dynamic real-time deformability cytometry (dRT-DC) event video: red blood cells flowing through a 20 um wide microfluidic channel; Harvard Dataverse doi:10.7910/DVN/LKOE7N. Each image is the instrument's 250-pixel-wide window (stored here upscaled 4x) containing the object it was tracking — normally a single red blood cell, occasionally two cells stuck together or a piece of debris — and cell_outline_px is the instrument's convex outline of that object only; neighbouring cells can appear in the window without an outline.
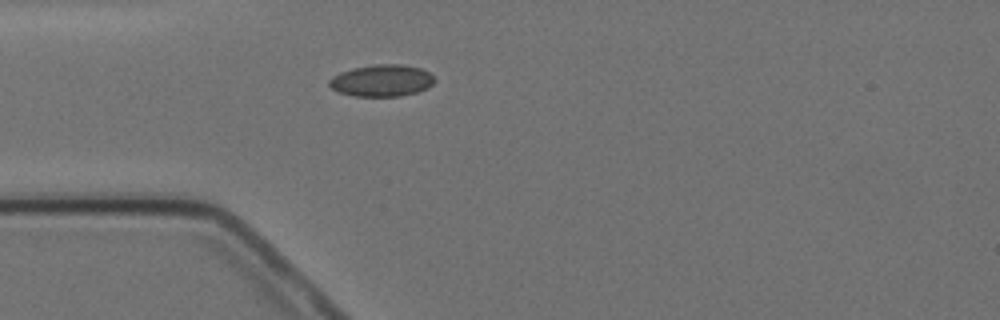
{"species": "Egyptian fruit bat (a non-hibernating species)", "species_latin": "Rousettus aegyptiacus", "temperature_condition": "cold", "stored_images_in_passage": 4, "camera_frame_rate_fps": 3000, "um_per_image_px": 0.085, "animal": {"sex": "female"}, "frame": {"image": 1, "passage_image": 4, "time_ms": 3.333, "image_size_px": [1000, 320], "cell_outline_px": [[436, 80], [428, 88], [416, 92], [400, 96], [356, 96], [340, 92], [332, 88], [328, 84], [328, 80], [332, 76], [340, 72], [352, 68], [376, 64], [400, 64], [420, 68], [428, 72]], "centroid_in_image_um": [32.44, 6.84], "position_along_channel_um": 52.6, "area_um2": 19.48}}